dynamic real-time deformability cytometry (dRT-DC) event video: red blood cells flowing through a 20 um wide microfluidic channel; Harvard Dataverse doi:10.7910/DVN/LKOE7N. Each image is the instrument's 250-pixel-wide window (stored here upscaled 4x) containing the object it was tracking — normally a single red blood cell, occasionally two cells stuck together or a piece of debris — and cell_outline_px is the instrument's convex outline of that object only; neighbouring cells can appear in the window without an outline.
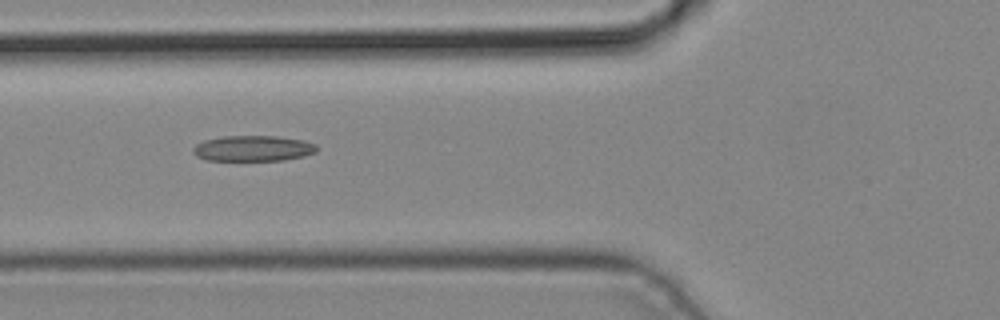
{"species": "common noctule bat (a hibernating species)", "species_latin": "Nyctalus noctula", "temperature_condition": "cold", "stored_images_in_passage": 3, "camera_frame_rate_fps": 3000, "um_per_image_px": 0.085, "animal": {"sex": "male", "body_mass_g": 19.2, "forearm_length_mm": 51.8}, "frame": {"image": 1, "passage_image": 3, "time_ms": 0.667, "image_size_px": [1000, 320], "cell_outline_px": [[316, 152], [304, 156], [284, 160], [208, 160], [196, 156], [192, 152], [192, 148], [196, 144], [204, 140], [220, 136], [276, 136], [304, 140], [316, 144]], "centroid_in_image_um": [21.49, 12.6], "position_along_channel_um": 104.3, "area_um2": 18.55}}